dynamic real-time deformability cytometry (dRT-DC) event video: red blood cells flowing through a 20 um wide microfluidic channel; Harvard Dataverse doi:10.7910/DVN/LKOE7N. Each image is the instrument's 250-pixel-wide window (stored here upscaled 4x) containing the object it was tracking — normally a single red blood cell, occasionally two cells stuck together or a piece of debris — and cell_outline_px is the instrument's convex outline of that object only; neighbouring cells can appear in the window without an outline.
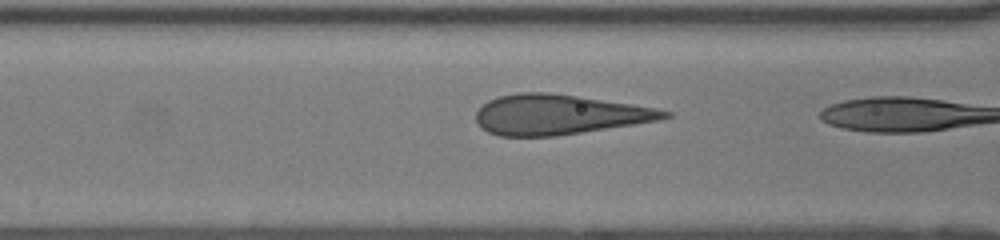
{"species": "human", "species_latin": "Homo sapiens", "temperature_condition": "room temperature", "stored_images_in_passage": 21, "camera_frame_rate_fps": 3000, "um_per_image_px": 0.085, "donor": {"sex": "female"}, "frame": {"image": 1, "passage_image": 20, "time_ms": 6.333, "image_size_px": [1000, 240], "cell_outline_px": [[672, 116], [660, 120], [556, 136], [500, 136], [488, 132], [480, 128], [476, 124], [476, 112], [488, 100], [500, 96], [520, 92], [548, 92], [580, 96], [656, 108], [672, 112]], "centroid_in_image_um": [47.48, 9.74], "position_along_channel_um": 119.1, "area_um2": 43.87}}